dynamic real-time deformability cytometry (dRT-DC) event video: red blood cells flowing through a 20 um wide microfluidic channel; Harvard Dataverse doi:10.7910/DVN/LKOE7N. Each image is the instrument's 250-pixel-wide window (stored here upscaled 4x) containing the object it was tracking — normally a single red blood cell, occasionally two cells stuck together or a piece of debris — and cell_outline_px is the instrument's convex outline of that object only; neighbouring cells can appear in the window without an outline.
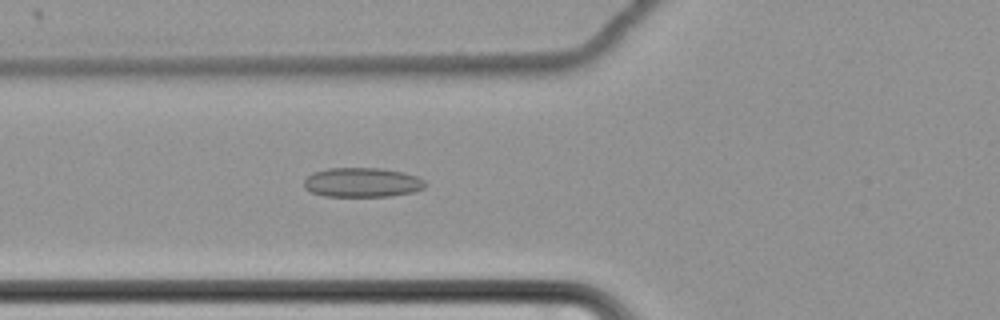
{"species": "common noctule bat (a hibernating species)", "species_latin": "Nyctalus noctula", "temperature_condition": "cold", "stored_images_in_passage": 64, "camera_frame_rate_fps": 3000, "um_per_image_px": 0.085, "animal": {"sex": "female", "body_mass_g": 22.7, "forearm_length_mm": 54.2}, "frame": {"image": 1, "passage_image": 27, "time_ms": 8.667, "image_size_px": [1000, 320], "cell_outline_px": [[428, 184], [424, 188], [416, 192], [392, 196], [324, 196], [312, 192], [304, 188], [304, 180], [312, 172], [328, 168], [380, 168], [404, 172], [416, 176], [424, 180]], "centroid_in_image_um": [30.82, 15.51], "position_along_channel_um": 95.0, "area_um2": 21.04}}
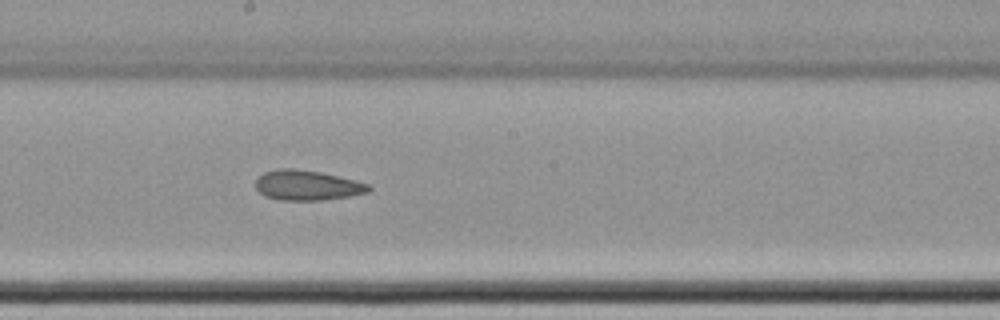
{"frame": {"image": 2, "passage_image": 38, "time_ms": 12.333, "image_size_px": [1000, 320], "cell_outline_px": [[372, 188], [368, 192], [348, 196], [324, 200], [280, 200], [264, 196], [256, 188], [256, 180], [264, 172], [280, 168], [296, 168], [320, 172], [356, 180], [368, 184]], "centroid_in_image_um": [26.1, 15.75], "position_along_channel_um": 222.1, "area_um2": 19.77}}
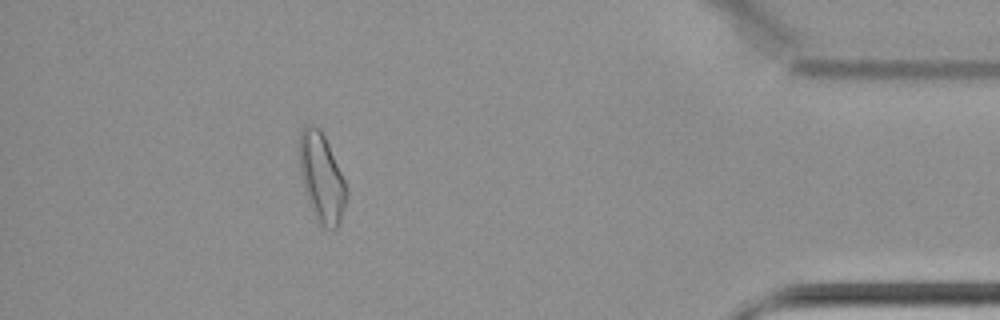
{"frame": {"image": 3, "passage_image": 58, "time_ms": 19.0, "image_size_px": [1000, 320], "cell_outline_px": [[348, 196], [340, 220], [336, 228], [324, 228], [316, 220], [308, 200], [304, 188], [300, 172], [300, 132], [308, 124], [312, 124], [320, 128], [328, 144], [348, 188]], "centroid_in_image_um": [27.35, 15.12], "position_along_channel_um": 407.8, "area_um2": 24.04}, "authors_computed_cell_mechanics": {"area_um2": 22.1952, "velocity_mm_per_s": 3.4634, "shape_relaxation_time_tau1_ms": null, "shape_relaxation_time_tau2_ms": 7.578, "deformation_change_tau1": null, "deformation_change_tau2": 0.1631}}